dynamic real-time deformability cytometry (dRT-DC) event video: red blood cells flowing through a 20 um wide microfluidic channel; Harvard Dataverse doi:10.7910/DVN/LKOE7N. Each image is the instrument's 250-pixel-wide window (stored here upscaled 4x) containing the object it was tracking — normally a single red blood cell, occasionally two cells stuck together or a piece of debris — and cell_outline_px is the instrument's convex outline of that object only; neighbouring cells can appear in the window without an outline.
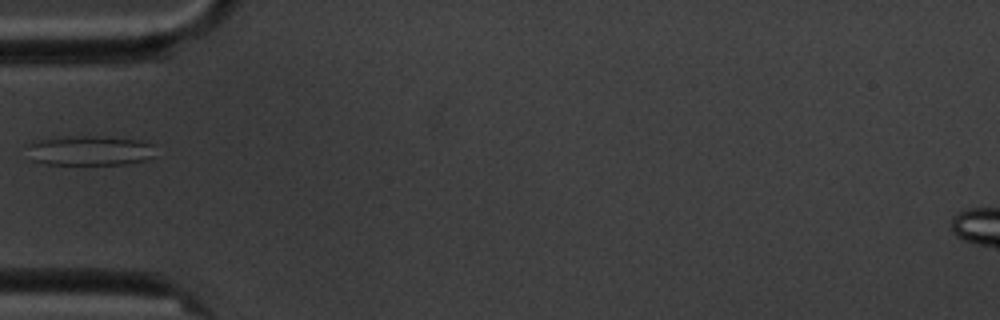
{"species": "common noctule bat (a hibernating species)", "species_latin": "Nyctalus noctula", "temperature_condition": "cold", "stored_images_in_passage": 6, "camera_frame_rate_fps": 3000, "um_per_image_px": 0.085, "animal": {"sex": "male", "body_mass_g": 20.1, "forearm_length_mm": 53.5}, "frame": {"image": 1, "passage_image": 6, "time_ms": 5.667, "image_size_px": [1000, 320], "cell_outline_px": [[156, 156], [144, 160], [128, 164], [48, 164], [32, 160], [28, 144], [36, 140], [72, 136], [92, 136], [140, 140], [156, 144]], "centroid_in_image_um": [7.73, 12.8], "position_along_channel_um": 77.3, "area_um2": 22.31}}